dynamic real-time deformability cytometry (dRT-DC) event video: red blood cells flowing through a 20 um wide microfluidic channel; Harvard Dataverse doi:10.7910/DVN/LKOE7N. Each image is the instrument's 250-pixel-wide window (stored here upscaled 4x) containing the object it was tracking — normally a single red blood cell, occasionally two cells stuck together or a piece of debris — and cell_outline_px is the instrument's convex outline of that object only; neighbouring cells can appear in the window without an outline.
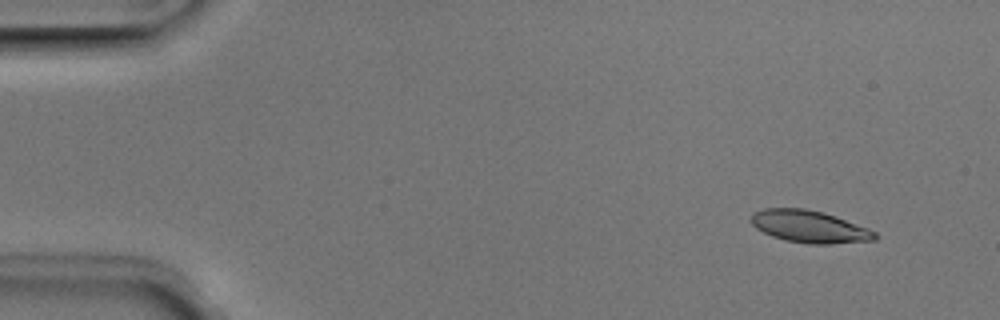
{"species": "Egyptian fruit bat (a non-hibernating species)", "species_latin": "Rousettus aegyptiacus", "temperature_condition": "room temperature", "stored_images_in_passage": 49, "camera_frame_rate_fps": 3000, "um_per_image_px": 0.085, "animal": {"sex": "male"}, "frame": {"image": 1, "passage_image": 2, "time_ms": 0.333, "image_size_px": [1000, 320], "cell_outline_px": [[880, 236], [876, 240], [832, 244], [812, 244], [784, 240], [772, 236], [756, 228], [752, 224], [752, 216], [756, 212], [764, 208], [804, 208], [824, 212], [836, 216], [868, 228], [876, 232]], "centroid_in_image_um": [68.86, 19.27], "position_along_channel_um": 16.1, "area_um2": 23.29}}
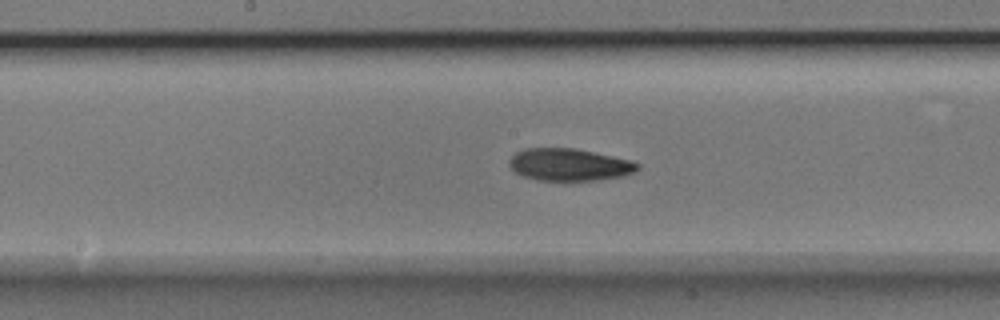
{"frame": {"image": 2, "passage_image": 24, "time_ms": 7.667, "image_size_px": [1000, 320], "cell_outline_px": [[640, 168], [636, 172], [624, 176], [600, 180], [536, 180], [524, 176], [516, 172], [508, 164], [508, 160], [516, 152], [524, 148], [576, 148], [632, 160], [640, 164]], "centroid_in_image_um": [48.43, 13.99], "position_along_channel_um": 199.8, "area_um2": 24.33}}
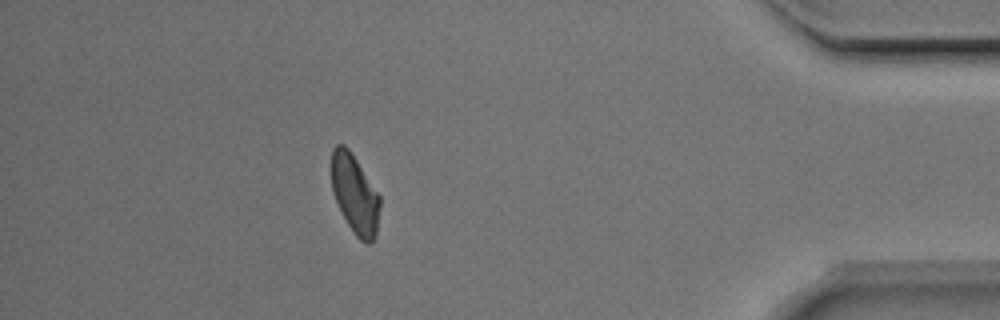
{"frame": {"image": 3, "passage_image": 43, "time_ms": 14.0, "image_size_px": [1000, 320], "cell_outline_px": [[380, 208], [376, 232], [372, 240], [368, 244], [360, 240], [356, 236], [348, 224], [336, 200], [332, 188], [332, 148], [336, 144], [344, 144], [348, 148], [380, 196]], "centroid_in_image_um": [30.16, 16.49], "position_along_channel_um": 405.0, "area_um2": 21.79}, "authors_computed_cell_mechanics": {"area_um2": 23.5246, "velocity_mm_per_s": 3.9642, "shape_relaxation_time_tau1_ms": 3.9329, "shape_relaxation_time_tau2_ms": 7.0383, "deformation_change_tau1": 0.1182, "deformation_change_tau2": 0.1351}}